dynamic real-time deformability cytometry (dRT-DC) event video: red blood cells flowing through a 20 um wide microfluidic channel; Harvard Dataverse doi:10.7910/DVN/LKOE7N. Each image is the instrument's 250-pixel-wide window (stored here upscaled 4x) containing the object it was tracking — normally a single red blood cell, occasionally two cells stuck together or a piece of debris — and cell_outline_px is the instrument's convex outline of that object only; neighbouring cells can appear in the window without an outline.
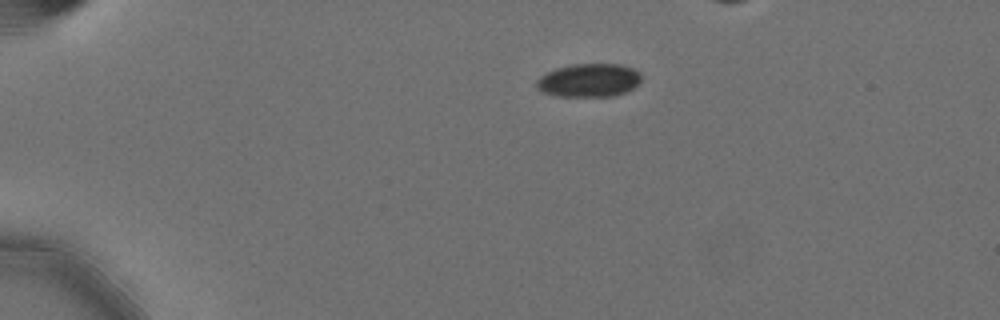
{"species": "Egyptian fruit bat (a non-hibernating species)", "species_latin": "Rousettus aegyptiacus", "temperature_condition": "cold", "stored_images_in_passage": 5, "camera_frame_rate_fps": 3000, "um_per_image_px": 0.085, "animal": {"sex": "female"}, "frame": {"image": 1, "passage_image": 1, "time_ms": 0.0, "image_size_px": [1000, 320], "cell_outline_px": [[640, 80], [628, 92], [612, 96], [556, 96], [540, 92], [536, 88], [536, 80], [540, 76], [556, 68], [572, 64], [620, 64], [632, 68], [640, 72]], "centroid_in_image_um": [50.02, 6.83], "position_along_channel_um": 35.0, "area_um2": 20.46}}